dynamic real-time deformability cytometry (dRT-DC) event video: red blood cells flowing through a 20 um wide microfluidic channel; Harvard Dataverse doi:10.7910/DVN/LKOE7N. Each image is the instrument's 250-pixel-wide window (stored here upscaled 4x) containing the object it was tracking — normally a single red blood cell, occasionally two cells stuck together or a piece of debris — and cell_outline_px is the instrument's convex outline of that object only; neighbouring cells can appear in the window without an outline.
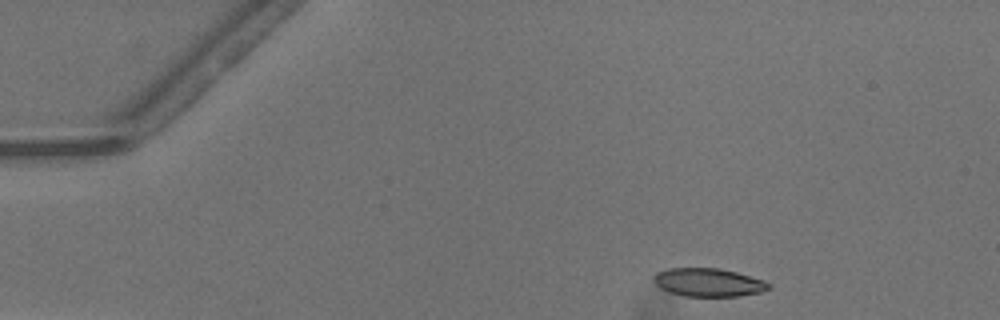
{"species": "common noctule bat (a hibernating species)", "species_latin": "Nyctalus noctula", "temperature_condition": "warm", "stored_images_in_passage": 32, "camera_frame_rate_fps": 3000, "um_per_image_px": 0.085, "animal": {"sex": "male", "body_mass_g": 13.3}, "frame": {"image": 1, "passage_image": 1, "time_ms": 0.0, "image_size_px": [1000, 320], "cell_outline_px": [[772, 288], [760, 292], [740, 296], [684, 296], [668, 292], [660, 288], [652, 280], [652, 276], [656, 272], [668, 268], [720, 268], [736, 272], [764, 280], [772, 284]], "centroid_in_image_um": [60.2, 24.0], "position_along_channel_um": 24.8, "area_um2": 19.19}}
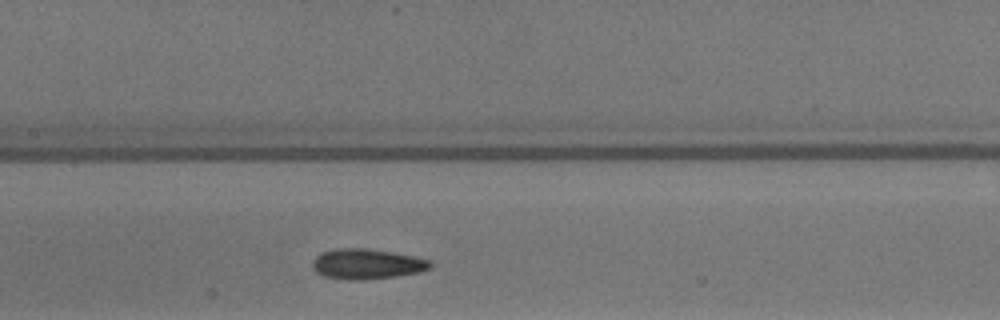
{"frame": {"image": 2, "passage_image": 18, "time_ms": 5.667, "image_size_px": [1000, 320], "cell_outline_px": [[432, 264], [428, 268], [416, 272], [396, 276], [364, 280], [340, 280], [324, 276], [316, 272], [312, 264], [316, 256], [324, 252], [336, 248], [368, 248], [392, 252], [432, 260]], "centroid_in_image_um": [31.15, 22.44], "position_along_channel_um": 176.2, "area_um2": 20.69}}
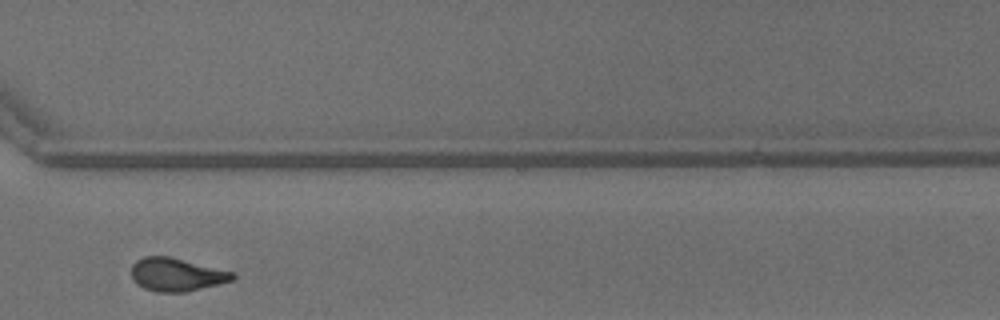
{"frame": {"image": 3, "passage_image": 31, "time_ms": 10.0, "image_size_px": [1000, 320], "cell_outline_px": [[236, 276], [232, 280], [220, 284], [184, 292], [156, 292], [144, 288], [132, 276], [132, 264], [136, 260], [144, 256], [168, 256], [236, 272]], "centroid_in_image_um": [15.05, 23.33], "position_along_channel_um": 355.6, "area_um2": 19.48}, "authors_computed_cell_mechanics": {"area_um2": 19.9699, "velocity_mm_per_s": 4.1601, "shape_relaxation_time_tau1_ms": 9.2035, "shape_relaxation_time_tau2_ms": 2.4585, "deformation_change_tau1": 0.1971, "deformation_change_tau2": 0.1014}}